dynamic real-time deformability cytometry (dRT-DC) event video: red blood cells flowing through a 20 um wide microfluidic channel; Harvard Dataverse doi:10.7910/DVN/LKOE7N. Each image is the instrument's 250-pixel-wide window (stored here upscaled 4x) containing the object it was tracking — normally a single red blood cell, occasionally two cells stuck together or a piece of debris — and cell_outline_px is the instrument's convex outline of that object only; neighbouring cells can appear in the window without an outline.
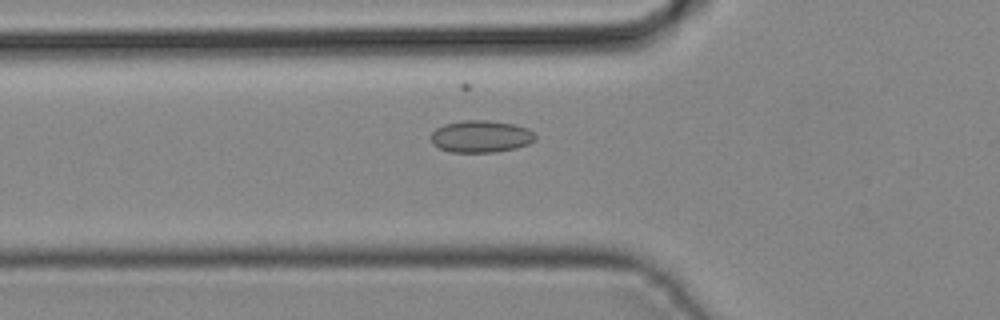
{"species": "common noctule bat (a hibernating species)", "species_latin": "Nyctalus noctula", "temperature_condition": "cold", "stored_images_in_passage": 38, "camera_frame_rate_fps": 3000, "um_per_image_px": 0.085, "animal": {"sex": "male", "body_mass_g": 19.2, "forearm_length_mm": 51.8}, "frame": {"image": 1, "passage_image": 10, "time_ms": 3.0, "image_size_px": [1000, 320], "cell_outline_px": [[536, 140], [528, 144], [516, 148], [496, 152], [452, 152], [440, 148], [432, 144], [428, 136], [436, 128], [444, 124], [464, 120], [488, 120], [516, 124], [528, 128], [536, 136]], "centroid_in_image_um": [40.86, 11.59], "position_along_channel_um": 84.9, "area_um2": 19.77}}
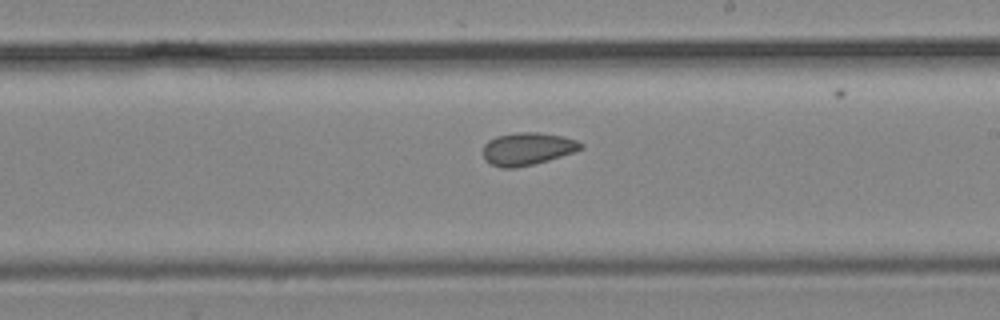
{"frame": {"image": 2, "passage_image": 20, "time_ms": 6.333, "image_size_px": [1000, 320], "cell_outline_px": [[584, 148], [576, 152], [548, 160], [532, 164], [512, 168], [504, 168], [492, 164], [484, 160], [484, 144], [488, 140], [496, 136], [516, 132], [536, 132], [564, 136], [576, 140], [584, 144]], "centroid_in_image_um": [44.86, 12.63], "position_along_channel_um": 244.1, "area_um2": 18.61}}
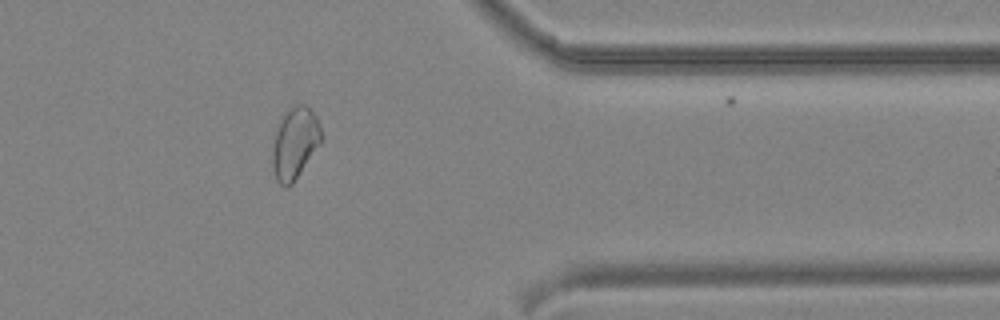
{"frame": {"image": 3, "passage_image": 30, "time_ms": 9.667, "image_size_px": [1000, 320], "cell_outline_px": [[320, 144], [292, 184], [288, 188], [284, 188], [276, 180], [272, 164], [272, 136], [280, 116], [296, 104], [304, 104], [316, 116], [320, 124]], "centroid_in_image_um": [25.0, 12.17], "position_along_channel_um": 386.4, "area_um2": 20.58}}